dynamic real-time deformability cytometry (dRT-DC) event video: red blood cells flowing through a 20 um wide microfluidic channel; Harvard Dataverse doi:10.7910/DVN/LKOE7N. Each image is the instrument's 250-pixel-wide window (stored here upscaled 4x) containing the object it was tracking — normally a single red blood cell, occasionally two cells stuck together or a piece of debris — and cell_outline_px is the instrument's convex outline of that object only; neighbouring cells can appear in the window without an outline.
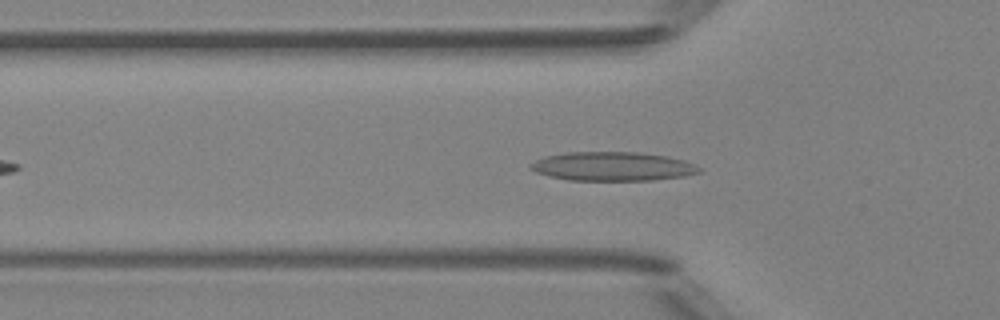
{"species": "Egyptian fruit bat (a non-hibernating species)", "species_latin": "Rousettus aegyptiacus", "temperature_condition": "room temperature", "stored_images_in_passage": 39, "camera_frame_rate_fps": 3000, "um_per_image_px": 0.085, "animal": {"sex": "female"}, "frame": {"image": 1, "passage_image": 9, "time_ms": 2.667, "image_size_px": [1000, 320], "cell_outline_px": [[700, 172], [684, 176], [652, 180], [568, 180], [536, 172], [528, 168], [528, 164], [544, 156], [564, 152], [636, 152], [668, 156], [684, 160], [700, 168]], "centroid_in_image_um": [52.03, 14.13], "position_along_channel_um": 73.8, "area_um2": 28.38}}
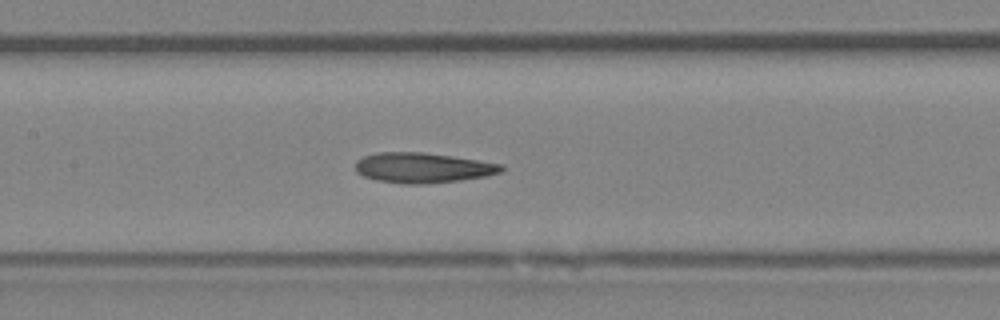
{"frame": {"image": 2, "passage_image": 16, "time_ms": 5.0, "image_size_px": [1000, 320], "cell_outline_px": [[504, 172], [484, 176], [460, 180], [424, 184], [404, 184], [376, 180], [364, 176], [356, 172], [356, 160], [364, 156], [380, 152], [424, 152], [452, 156], [504, 164]], "centroid_in_image_um": [35.95, 14.26], "position_along_channel_um": 171.5, "area_um2": 25.72}}
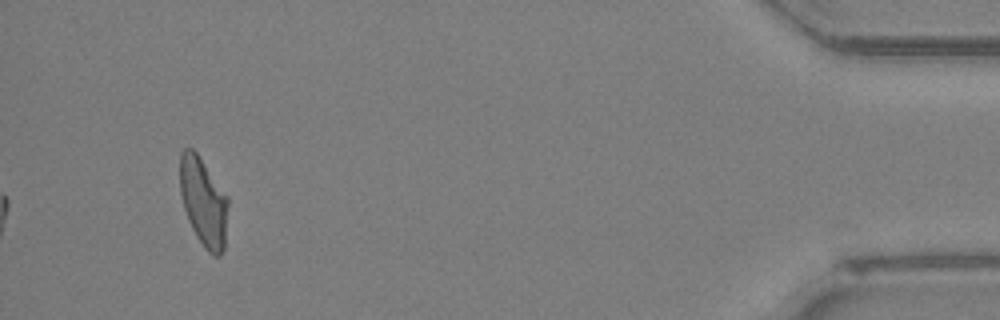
{"frame": {"image": 3, "passage_image": 39, "time_ms": 12.667, "image_size_px": [1000, 320], "cell_outline_px": [[228, 204], [224, 248], [220, 256], [212, 256], [204, 248], [196, 236], [188, 220], [184, 208], [180, 192], [180, 152], [184, 148], [192, 148], [196, 152], [228, 196]], "centroid_in_image_um": [17.29, 17.17], "position_along_channel_um": 417.9, "area_um2": 24.85}, "authors_computed_cell_mechanics": {"area_um2": 25.2586, "velocity_mm_per_s": 4.1928, "shape_relaxation_time_tau1_ms": null, "shape_relaxation_time_tau2_ms": 3.7491, "deformation_change_tau1": null, "deformation_change_tau2": 0.1352}}